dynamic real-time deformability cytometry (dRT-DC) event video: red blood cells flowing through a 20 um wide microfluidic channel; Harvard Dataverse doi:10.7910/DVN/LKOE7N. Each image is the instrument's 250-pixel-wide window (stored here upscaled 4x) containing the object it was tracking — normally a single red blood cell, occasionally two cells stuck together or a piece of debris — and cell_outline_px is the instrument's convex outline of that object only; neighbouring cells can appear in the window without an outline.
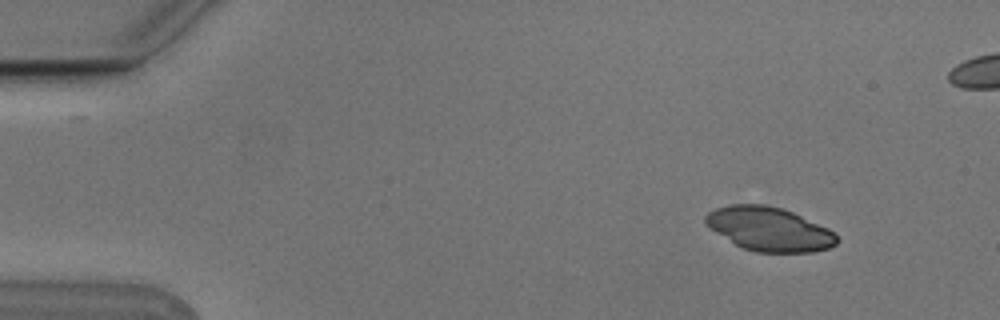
{"species": "Egyptian fruit bat (a non-hibernating species)", "species_latin": "Rousettus aegyptiacus", "temperature_condition": "cold", "stored_images_in_passage": 6, "camera_frame_rate_fps": 3000, "um_per_image_px": 0.085, "animal": {"sex": "male"}, "frame": {"image": 1, "passage_image": 2, "time_ms": 0.333, "image_size_px": [1000, 320], "cell_outline_px": [[840, 240], [836, 244], [828, 248], [812, 252], [756, 252], [740, 248], [716, 232], [704, 220], [704, 216], [708, 212], [716, 208], [732, 204], [764, 204], [784, 208], [828, 228]], "centroid_in_image_um": [65.38, 19.47], "position_along_channel_um": 19.6, "area_um2": 33.52}}